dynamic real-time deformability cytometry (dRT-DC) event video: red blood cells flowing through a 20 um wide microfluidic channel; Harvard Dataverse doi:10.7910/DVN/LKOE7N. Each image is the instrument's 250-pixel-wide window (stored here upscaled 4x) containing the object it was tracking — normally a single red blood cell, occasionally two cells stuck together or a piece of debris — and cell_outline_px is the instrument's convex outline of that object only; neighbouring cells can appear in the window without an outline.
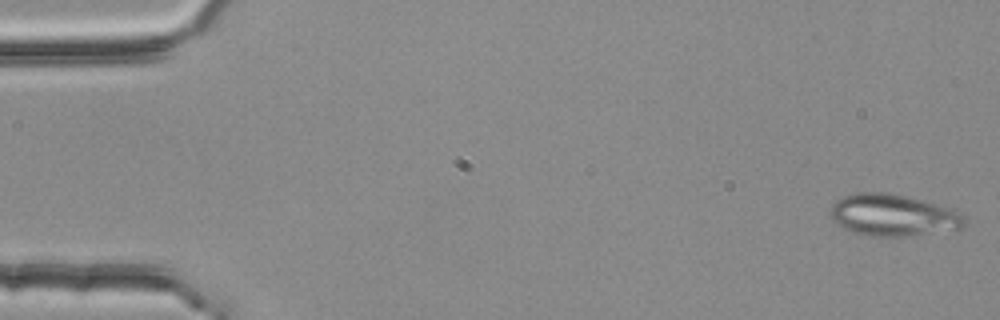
{"species": "common noctule bat (a hibernating species)", "species_latin": "Nyctalus noctula", "temperature_condition": "room temperature", "stored_images_in_passage": 4, "camera_frame_rate_fps": 3000, "um_per_image_px": 0.085, "animal": {"sex": "female", "body_mass_g": 25.1}, "frame": {"image": 1, "passage_image": 1, "time_ms": 0.0, "image_size_px": [1000, 320], "cell_outline_px": [[964, 224], [960, 228], [904, 236], [868, 236], [844, 228], [836, 224], [832, 220], [828, 212], [832, 204], [836, 200], [844, 196], [856, 192], [892, 192], [908, 196], [952, 208], [960, 212], [964, 216]], "centroid_in_image_um": [75.85, 18.26], "position_along_channel_um": 9.1, "area_um2": 32.71}}